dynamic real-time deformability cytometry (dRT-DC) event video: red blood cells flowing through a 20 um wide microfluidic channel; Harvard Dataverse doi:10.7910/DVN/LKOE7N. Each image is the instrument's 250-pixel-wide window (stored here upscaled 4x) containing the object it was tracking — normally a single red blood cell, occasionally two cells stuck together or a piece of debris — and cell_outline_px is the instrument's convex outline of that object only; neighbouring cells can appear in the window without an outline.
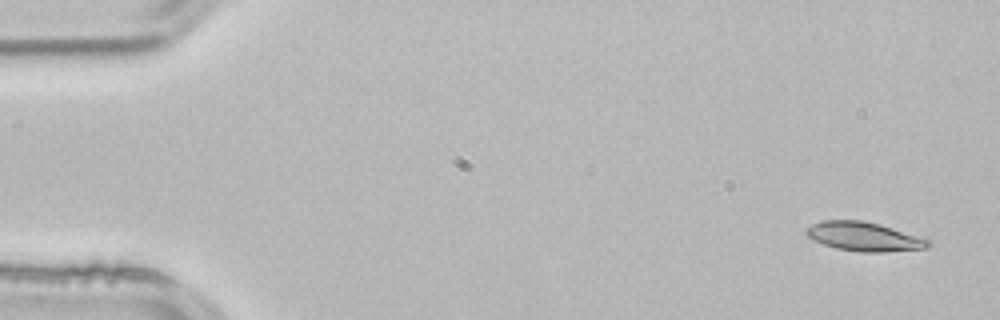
{"species": "common noctule bat (a hibernating species)", "species_latin": "Nyctalus noctula", "temperature_condition": "room temperature", "stored_images_in_passage": 3, "camera_frame_rate_fps": 3000, "um_per_image_px": 0.085, "animal": {"sex": "male", "body_mass_g": 21.5, "forearm_length_mm": 52.0}, "frame": {"image": 1, "passage_image": 1, "time_ms": 0.0, "image_size_px": [1000, 320], "cell_outline_px": [[932, 244], [928, 248], [884, 252], [860, 252], [836, 248], [824, 244], [808, 236], [804, 232], [812, 224], [820, 220], [864, 220], [880, 224], [932, 240]], "centroid_in_image_um": [73.49, 20.11], "position_along_channel_um": 11.5, "area_um2": 20.69}}
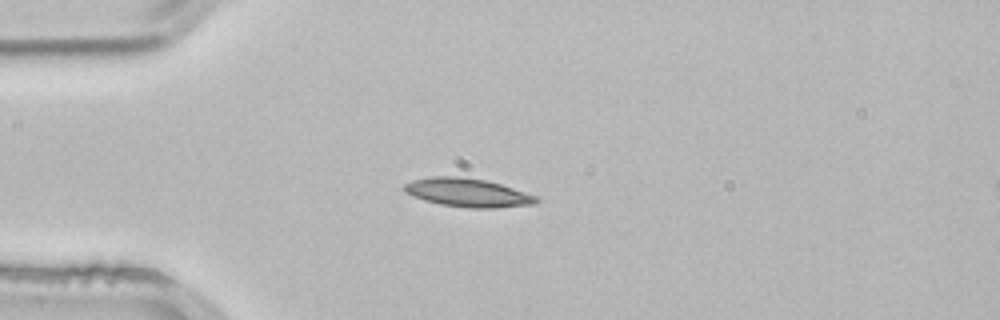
{"frame": {"image": 2, "passage_image": 3, "time_ms": 0.667, "image_size_px": [1000, 320], "cell_outline_px": [[540, 200], [536, 204], [496, 208], [468, 208], [440, 204], [424, 200], [412, 196], [404, 192], [404, 184], [412, 180], [428, 176], [456, 176], [488, 180], [536, 196]], "centroid_in_image_um": [39.73, 16.37], "position_along_channel_um": 45.3, "area_um2": 22.08}}